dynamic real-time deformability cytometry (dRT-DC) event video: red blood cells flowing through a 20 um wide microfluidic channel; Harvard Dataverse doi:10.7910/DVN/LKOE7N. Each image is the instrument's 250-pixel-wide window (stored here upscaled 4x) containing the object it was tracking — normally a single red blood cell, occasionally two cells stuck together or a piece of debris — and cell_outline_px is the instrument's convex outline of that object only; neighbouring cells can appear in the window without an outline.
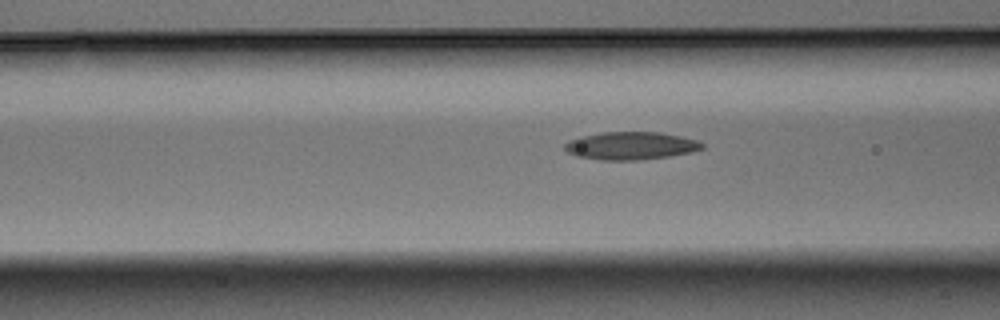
{"species": "Egyptian fruit bat (a non-hibernating species)", "species_latin": "Rousettus aegyptiacus", "temperature_condition": "warm", "stored_images_in_passage": 27, "segment_of_instrument_passage": [1, 2], "camera_frame_rate_fps": 3000, "um_per_image_px": 0.085, "animal": {"sex": "male"}, "frame": {"image": 1, "passage_image": 4, "time_ms": 1.0, "image_size_px": [1000, 320], "cell_outline_px": [[704, 148], [692, 152], [668, 156], [640, 160], [600, 160], [576, 156], [568, 152], [564, 148], [564, 144], [568, 140], [580, 136], [604, 132], [660, 132], [700, 140], [704, 144]], "centroid_in_image_um": [53.63, 12.38], "position_along_channel_um": 113.0, "area_um2": 22.43}}
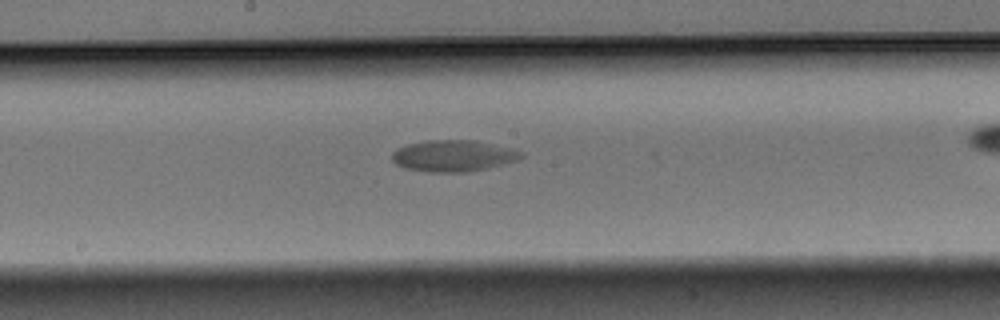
{"frame": {"image": 2, "passage_image": 12, "time_ms": 3.667, "image_size_px": [1000, 320], "cell_outline_px": [[524, 156], [516, 160], [504, 164], [488, 168], [468, 172], [428, 172], [404, 168], [396, 164], [392, 160], [392, 152], [396, 148], [408, 144], [428, 140], [476, 140], [508, 148], [520, 152]], "centroid_in_image_um": [38.48, 13.25], "position_along_channel_um": 209.7, "area_um2": 23.58}}
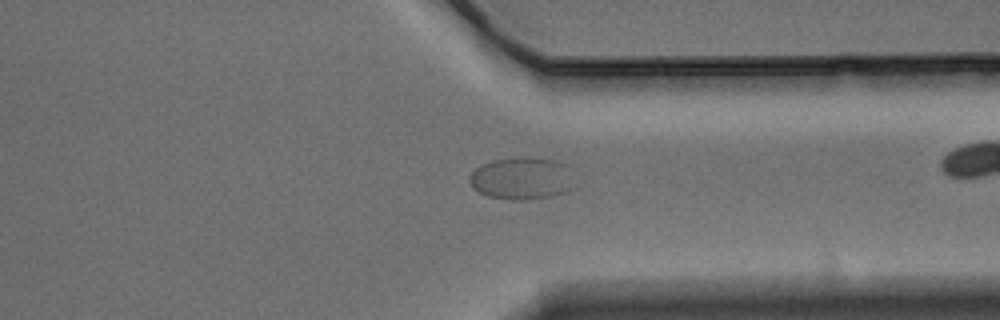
{"frame": {"image": 3, "passage_image": 25, "time_ms": 8.0, "image_size_px": [1000, 320], "cell_outline_px": [[576, 188], [568, 192], [552, 196], [524, 200], [512, 200], [488, 196], [472, 188], [468, 180], [468, 176], [480, 164], [492, 160], [512, 156], [532, 156], [556, 160], [568, 164], [572, 168]], "centroid_in_image_um": [44.42, 15.13], "position_along_channel_um": 367.0, "area_um2": 27.11}}